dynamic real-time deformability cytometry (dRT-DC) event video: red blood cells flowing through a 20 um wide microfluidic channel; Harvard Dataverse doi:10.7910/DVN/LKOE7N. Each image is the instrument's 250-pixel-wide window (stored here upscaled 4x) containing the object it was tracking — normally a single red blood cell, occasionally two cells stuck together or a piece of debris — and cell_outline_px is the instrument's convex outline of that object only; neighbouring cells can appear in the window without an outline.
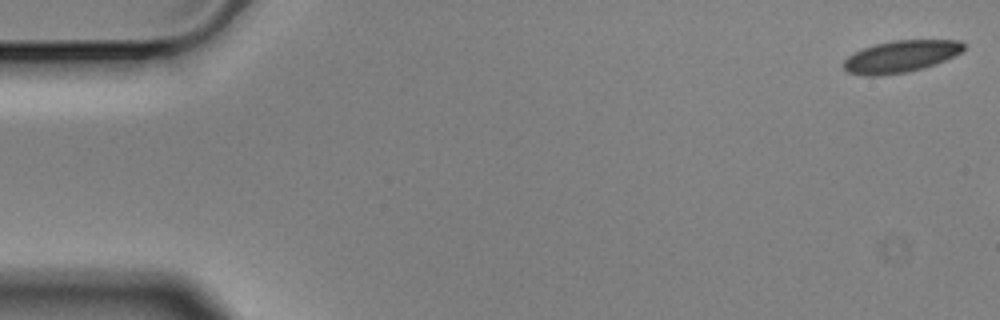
{"species": "Egyptian fruit bat (a non-hibernating species)", "species_latin": "Rousettus aegyptiacus", "temperature_condition": "cold", "stored_images_in_passage": 8, "camera_frame_rate_fps": 3000, "um_per_image_px": 0.085, "animal": {"sex": "male"}, "frame": {"image": 1, "passage_image": 1, "time_ms": 0.0, "image_size_px": [1000, 320], "cell_outline_px": [[968, 44], [960, 52], [936, 64], [924, 68], [908, 72], [880, 76], [864, 76], [848, 72], [844, 68], [844, 60], [848, 56], [864, 48], [876, 44], [892, 40], [960, 40]], "centroid_in_image_um": [76.58, 4.8], "position_along_channel_um": 8.4, "area_um2": 22.37}}